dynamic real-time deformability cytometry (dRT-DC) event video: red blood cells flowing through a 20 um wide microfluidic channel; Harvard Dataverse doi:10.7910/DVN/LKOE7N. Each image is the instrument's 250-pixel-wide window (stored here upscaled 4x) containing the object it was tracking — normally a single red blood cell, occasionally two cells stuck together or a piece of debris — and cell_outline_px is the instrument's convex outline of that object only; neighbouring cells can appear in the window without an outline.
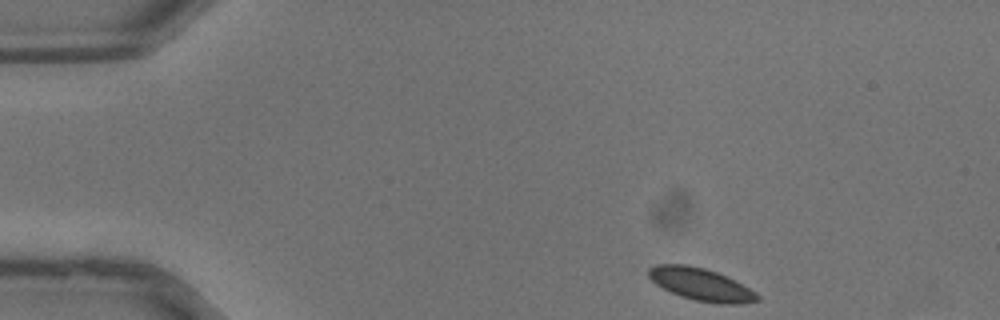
{"species": "common noctule bat (a hibernating species)", "species_latin": "Nyctalus noctula", "temperature_condition": "warm", "stored_images_in_passage": 34, "camera_frame_rate_fps": 3000, "um_per_image_px": 0.085, "animal": {"sex": "male", "body_mass_g": 13.3}, "frame": {"image": 1, "passage_image": 1, "time_ms": 0.0, "image_size_px": [1000, 320], "cell_outline_px": [[760, 300], [744, 304], [720, 304], [696, 300], [680, 296], [656, 284], [648, 276], [648, 268], [656, 264], [684, 264], [704, 268], [716, 272], [756, 292], [760, 296]], "centroid_in_image_um": [59.57, 24.18], "position_along_channel_um": 25.4, "area_um2": 20.29}}
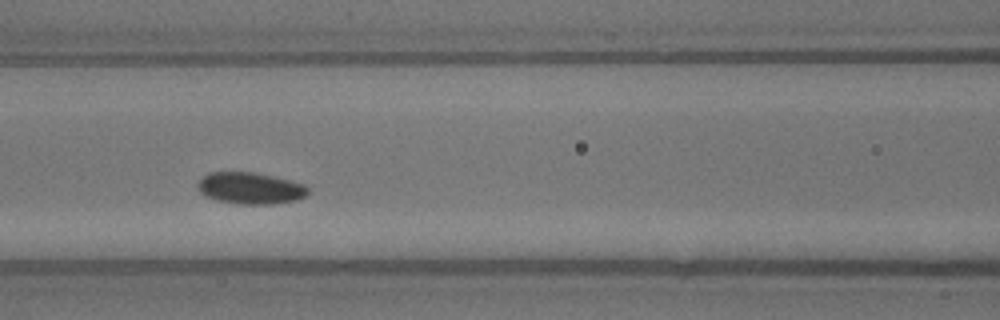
{"frame": {"image": 2, "passage_image": 12, "time_ms": 3.667, "image_size_px": [1000, 320], "cell_outline_px": [[308, 192], [304, 196], [296, 200], [272, 204], [240, 204], [216, 200], [204, 196], [196, 188], [196, 184], [208, 172], [256, 172], [304, 184], [308, 188]], "centroid_in_image_um": [21.23, 15.99], "position_along_channel_um": 145.4, "area_um2": 20.35}}
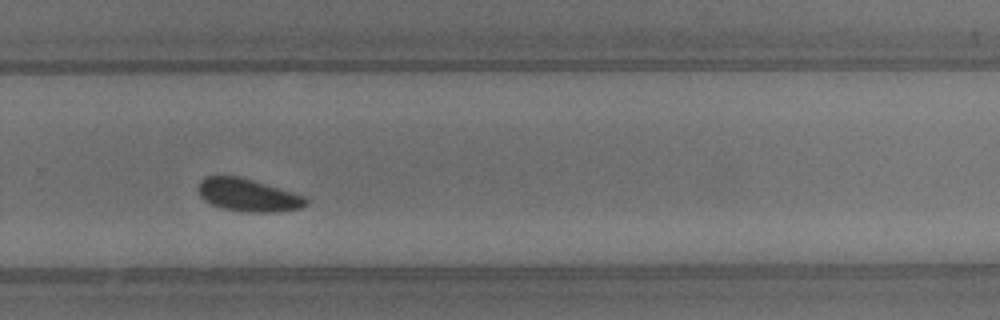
{"frame": {"image": 3, "passage_image": 21, "time_ms": 6.667, "image_size_px": [1000, 320], "cell_outline_px": [[308, 204], [304, 208], [272, 212], [240, 212], [224, 208], [212, 204], [204, 200], [200, 196], [196, 188], [200, 180], [208, 176], [240, 176], [292, 192], [304, 196], [308, 200]], "centroid_in_image_um": [21.07, 16.59], "position_along_channel_um": 308.7, "area_um2": 20.63}}